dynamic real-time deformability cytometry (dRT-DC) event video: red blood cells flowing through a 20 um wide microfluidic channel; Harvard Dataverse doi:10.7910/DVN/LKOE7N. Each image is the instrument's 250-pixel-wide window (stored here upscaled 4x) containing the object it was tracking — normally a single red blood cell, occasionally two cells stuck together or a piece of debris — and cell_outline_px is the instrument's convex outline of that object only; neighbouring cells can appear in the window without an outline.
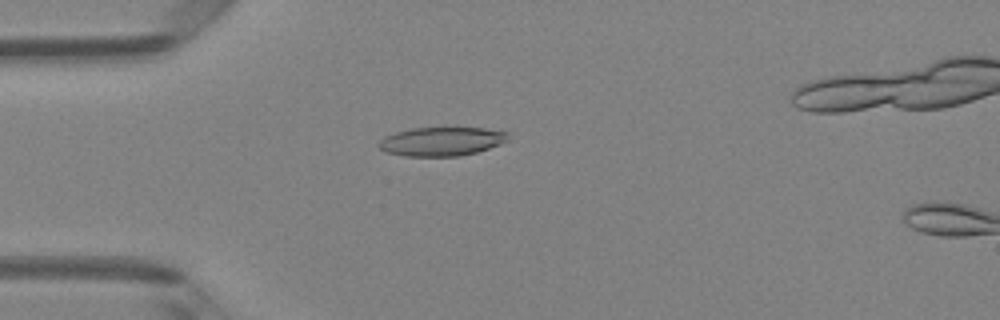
{"species": "Egyptian fruit bat (a non-hibernating species)", "species_latin": "Rousettus aegyptiacus", "temperature_condition": "room temperature", "stored_images_in_passage": 4, "camera_frame_rate_fps": 3000, "um_per_image_px": 0.085, "animal": {"sex": "female"}, "frame": {"image": 1, "passage_image": 3, "time_ms": 0.667, "image_size_px": [1000, 320], "cell_outline_px": [[508, 140], [500, 144], [476, 152], [460, 156], [404, 156], [384, 152], [376, 144], [380, 140], [396, 132], [412, 128], [484, 128], [508, 132]], "centroid_in_image_um": [37.52, 12.03], "position_along_channel_um": 47.5, "area_um2": 21.62}}